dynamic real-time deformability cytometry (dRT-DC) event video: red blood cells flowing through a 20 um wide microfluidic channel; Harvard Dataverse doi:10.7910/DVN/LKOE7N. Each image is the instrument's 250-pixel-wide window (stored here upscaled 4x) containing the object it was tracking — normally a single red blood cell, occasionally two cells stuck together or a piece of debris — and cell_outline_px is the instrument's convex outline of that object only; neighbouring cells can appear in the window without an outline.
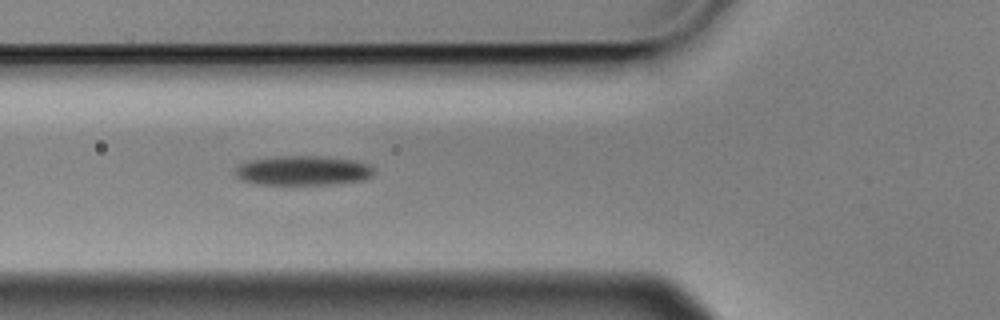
{"species": "Egyptian fruit bat (a non-hibernating species)", "species_latin": "Rousettus aegyptiacus", "temperature_condition": "cold", "stored_images_in_passage": 4, "camera_frame_rate_fps": 3000, "um_per_image_px": 0.085, "animal": {"sex": "male"}, "frame": {"image": 1, "passage_image": 4, "time_ms": 1.0, "image_size_px": [1000, 320], "cell_outline_px": [[372, 176], [364, 180], [332, 184], [256, 184], [240, 180], [236, 176], [236, 168], [240, 164], [252, 160], [280, 156], [320, 156], [352, 160], [368, 164], [372, 168]], "centroid_in_image_um": [25.74, 14.5], "position_along_channel_um": 100.1, "area_um2": 23.64}}